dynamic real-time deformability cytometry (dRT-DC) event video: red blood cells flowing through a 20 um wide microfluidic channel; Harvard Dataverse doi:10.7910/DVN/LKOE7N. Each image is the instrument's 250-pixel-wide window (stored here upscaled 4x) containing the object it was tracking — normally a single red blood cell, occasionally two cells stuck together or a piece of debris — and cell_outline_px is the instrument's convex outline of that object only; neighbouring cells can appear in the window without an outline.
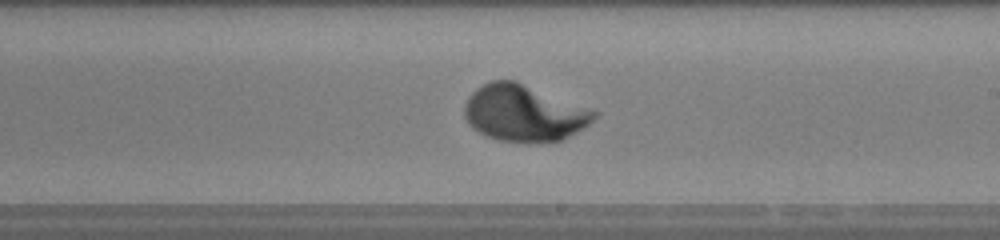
{"species": "human", "species_latin": "Homo sapiens", "temperature_condition": "warm", "stored_images_in_passage": 48, "camera_frame_rate_fps": 3000, "um_per_image_px": 0.085, "donor": {"sex": "female"}, "frame": {"image": 1, "passage_image": 27, "time_ms": 8.667, "image_size_px": [1000, 240], "cell_outline_px": [[600, 112], [584, 128], [560, 140], [500, 140], [488, 136], [472, 128], [468, 124], [464, 116], [464, 104], [472, 92], [476, 88], [492, 80], [516, 80]], "centroid_in_image_um": [44.52, 9.57], "position_along_channel_um": 244.5, "area_um2": 42.02}}
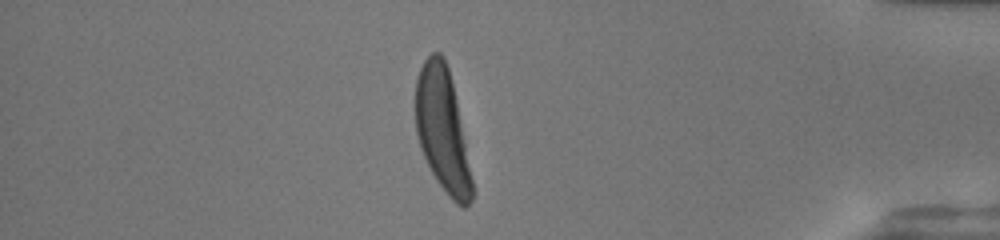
{"frame": {"image": 2, "passage_image": 41, "time_ms": 13.333, "image_size_px": [1000, 240], "cell_outline_px": [[472, 200], [464, 208], [456, 204], [448, 196], [436, 180], [420, 148], [416, 132], [416, 80], [420, 68], [424, 60], [432, 52], [440, 52], [444, 56], [448, 68], [456, 100], [472, 180]], "centroid_in_image_um": [37.59, 11.04], "position_along_channel_um": 397.6, "area_um2": 39.94}}
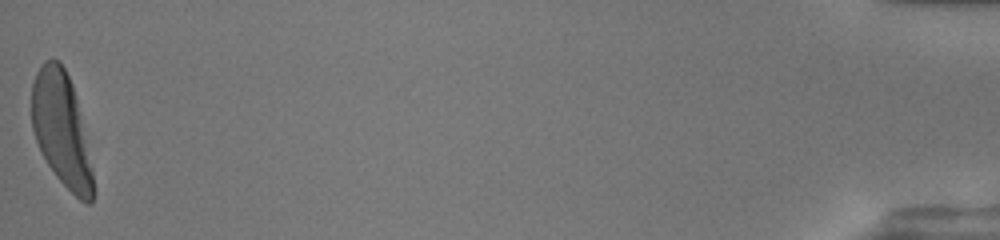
{"frame": {"image": 3, "passage_image": 48, "time_ms": 15.667, "image_size_px": [1000, 240], "cell_outline_px": [[92, 200], [88, 204], [80, 200], [56, 176], [48, 164], [36, 140], [32, 128], [32, 84], [36, 72], [40, 64], [44, 60], [60, 60], [72, 84], [76, 96], [92, 168]], "centroid_in_image_um": [5.2, 10.94], "position_along_channel_um": 430.0, "area_um2": 39.94}}